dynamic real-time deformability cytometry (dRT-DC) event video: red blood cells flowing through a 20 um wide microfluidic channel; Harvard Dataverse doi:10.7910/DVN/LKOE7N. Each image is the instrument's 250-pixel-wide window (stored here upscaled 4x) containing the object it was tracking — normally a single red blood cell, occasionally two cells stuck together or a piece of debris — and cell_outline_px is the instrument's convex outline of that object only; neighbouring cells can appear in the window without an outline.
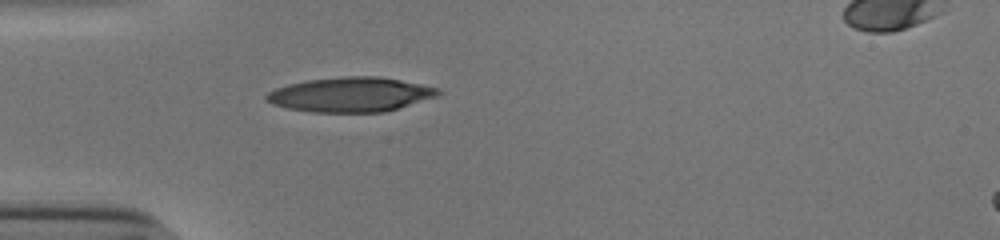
{"species": "human", "species_latin": "Homo sapiens", "temperature_condition": "cold", "stored_images_in_passage": 37, "camera_frame_rate_fps": 3000, "um_per_image_px": 0.085, "donor": {"sex": "male"}, "frame": {"image": 1, "passage_image": 1, "time_ms": 0.0, "image_size_px": [1000, 240], "cell_outline_px": [[444, 92], [440, 96], [384, 112], [312, 112], [288, 108], [272, 104], [264, 100], [264, 96], [268, 92], [276, 88], [288, 84], [304, 80], [344, 76], [380, 76], [440, 88]], "centroid_in_image_um": [29.82, 8.03], "position_along_channel_um": 55.2, "area_um2": 34.97}}
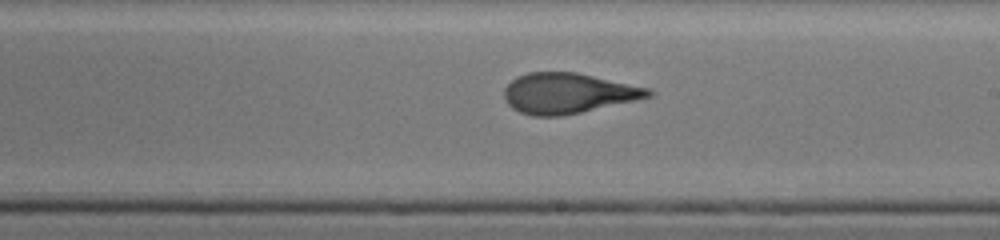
{"frame": {"image": 2, "passage_image": 16, "time_ms": 5.0, "image_size_px": [1000, 240], "cell_outline_px": [[656, 92], [652, 96], [636, 100], [580, 112], [560, 116], [532, 116], [520, 112], [512, 108], [508, 104], [504, 96], [504, 88], [516, 76], [528, 72], [576, 72], [648, 88]], "centroid_in_image_um": [48.26, 7.92], "position_along_channel_um": 240.7, "area_um2": 33.76}}
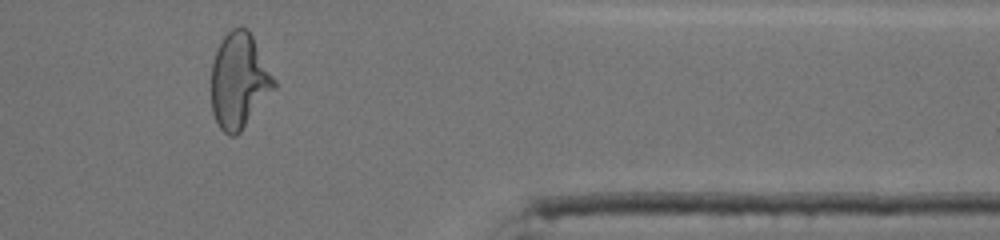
{"frame": {"image": 3, "passage_image": 29, "time_ms": 9.333, "image_size_px": [1000, 240], "cell_outline_px": [[276, 88], [240, 132], [236, 136], [228, 136], [220, 128], [212, 112], [212, 64], [216, 52], [224, 36], [232, 28], [248, 28], [276, 80]], "centroid_in_image_um": [20.34, 6.89], "position_along_channel_um": 391.1, "area_um2": 34.68}, "authors_computed_cell_mechanics": {"area_um2": 34.969, "velocity_mm_per_s": 3.8967, "shape_relaxation_time_tau1_ms": 6.2263, "shape_relaxation_time_tau2_ms": 1.1761, "deformation_change_tau1": 0.2379, "deformation_change_tau2": 0.0932}}